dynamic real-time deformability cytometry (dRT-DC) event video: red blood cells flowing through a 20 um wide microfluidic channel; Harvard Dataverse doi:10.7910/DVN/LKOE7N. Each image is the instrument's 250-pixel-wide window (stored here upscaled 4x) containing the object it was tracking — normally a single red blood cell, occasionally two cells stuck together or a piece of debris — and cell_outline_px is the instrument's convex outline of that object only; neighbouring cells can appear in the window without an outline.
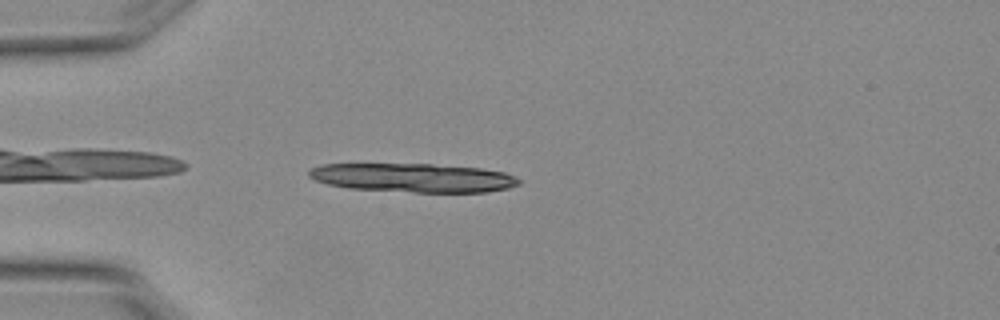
{"species": "Egyptian fruit bat (a non-hibernating species)", "species_latin": "Rousettus aegyptiacus", "temperature_condition": "warm", "stored_images_in_passage": 5, "camera_frame_rate_fps": 3000, "um_per_image_px": 0.085, "animal": {"sex": "female"}, "frame": {"image": 1, "passage_image": 5, "time_ms": 1.333, "image_size_px": [1000, 320], "cell_outline_px": [[520, 184], [508, 188], [488, 192], [412, 192], [348, 188], [328, 184], [316, 180], [308, 176], [308, 172], [312, 168], [320, 164], [432, 164], [480, 168], [504, 172], [516, 176], [520, 180]], "centroid_in_image_um": [35.14, 15.11], "position_along_channel_um": 49.9, "area_um2": 35.32}}